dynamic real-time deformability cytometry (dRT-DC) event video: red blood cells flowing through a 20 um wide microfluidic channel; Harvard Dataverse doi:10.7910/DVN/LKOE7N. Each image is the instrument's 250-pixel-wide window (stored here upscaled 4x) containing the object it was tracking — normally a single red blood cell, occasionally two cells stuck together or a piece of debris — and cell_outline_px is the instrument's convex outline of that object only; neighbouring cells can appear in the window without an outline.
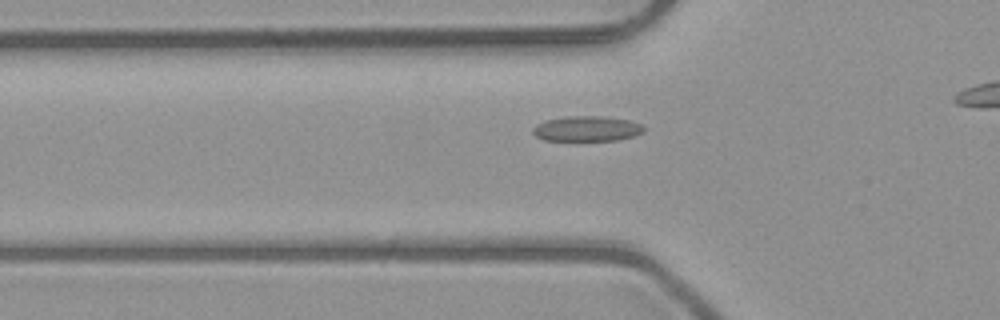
{"species": "common noctule bat (a hibernating species)", "species_latin": "Nyctalus noctula", "temperature_condition": "room temperature", "stored_images_in_passage": 39, "camera_frame_rate_fps": 3000, "um_per_image_px": 0.085, "animal": {"sex": "male", "body_mass_g": 23.1, "forearm_length_mm": 52.7}, "frame": {"image": 1, "passage_image": 14, "time_ms": 4.333, "image_size_px": [1000, 320], "cell_outline_px": [[644, 132], [620, 140], [544, 140], [536, 136], [532, 132], [532, 128], [536, 124], [544, 120], [568, 116], [600, 116], [628, 120], [640, 124], [644, 128]], "centroid_in_image_um": [49.85, 10.93], "position_along_channel_um": 76.0, "area_um2": 16.24}}
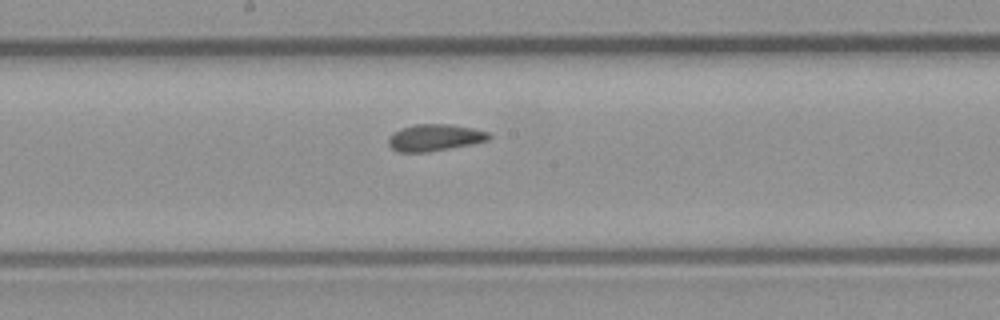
{"frame": {"image": 2, "passage_image": 24, "time_ms": 7.667, "image_size_px": [1000, 320], "cell_outline_px": [[492, 136], [488, 140], [428, 152], [400, 152], [392, 148], [388, 144], [388, 136], [392, 132], [400, 128], [412, 124], [452, 124], [472, 128], [488, 132]], "centroid_in_image_um": [36.89, 11.68], "position_along_channel_um": 211.3, "area_um2": 15.66}}
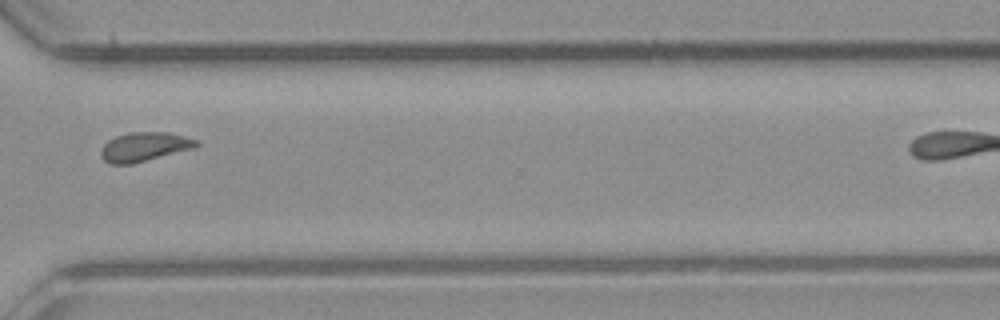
{"frame": {"image": 3, "passage_image": 35, "time_ms": 11.333, "image_size_px": [1000, 320], "cell_outline_px": [[200, 144], [192, 148], [132, 164], [112, 164], [104, 160], [100, 156], [100, 148], [108, 140], [116, 136], [128, 132], [168, 132], [184, 136], [196, 140]], "centroid_in_image_um": [12.21, 12.47], "position_along_channel_um": 358.4, "area_um2": 16.07}}